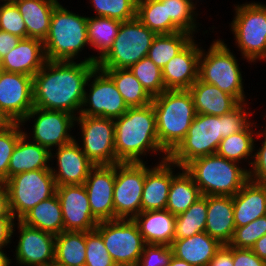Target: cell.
<instances>
[{
	"instance_id": "obj_1",
	"label": "cell",
	"mask_w": 266,
	"mask_h": 266,
	"mask_svg": "<svg viewBox=\"0 0 266 266\" xmlns=\"http://www.w3.org/2000/svg\"><path fill=\"white\" fill-rule=\"evenodd\" d=\"M97 67L94 56L80 63L75 61H46L33 76L34 107L64 111L76 116L80 113L85 87Z\"/></svg>"
},
{
	"instance_id": "obj_2",
	"label": "cell",
	"mask_w": 266,
	"mask_h": 266,
	"mask_svg": "<svg viewBox=\"0 0 266 266\" xmlns=\"http://www.w3.org/2000/svg\"><path fill=\"white\" fill-rule=\"evenodd\" d=\"M246 105L240 103L221 116L196 114L185 138L168 158L180 168L195 158L216 154L222 139L243 131L251 123L248 117L252 113L246 111Z\"/></svg>"
},
{
	"instance_id": "obj_3",
	"label": "cell",
	"mask_w": 266,
	"mask_h": 266,
	"mask_svg": "<svg viewBox=\"0 0 266 266\" xmlns=\"http://www.w3.org/2000/svg\"><path fill=\"white\" fill-rule=\"evenodd\" d=\"M116 163H140L146 152H161L163 160L168 153L160 146L156 115L152 103L144 107L128 108L117 119H114ZM165 155V156H164Z\"/></svg>"
},
{
	"instance_id": "obj_4",
	"label": "cell",
	"mask_w": 266,
	"mask_h": 266,
	"mask_svg": "<svg viewBox=\"0 0 266 266\" xmlns=\"http://www.w3.org/2000/svg\"><path fill=\"white\" fill-rule=\"evenodd\" d=\"M160 146L170 154L185 138L196 117L189 89L166 90L152 98Z\"/></svg>"
},
{
	"instance_id": "obj_5",
	"label": "cell",
	"mask_w": 266,
	"mask_h": 266,
	"mask_svg": "<svg viewBox=\"0 0 266 266\" xmlns=\"http://www.w3.org/2000/svg\"><path fill=\"white\" fill-rule=\"evenodd\" d=\"M217 154L193 159L184 166L203 196H234L249 181V170Z\"/></svg>"
},
{
	"instance_id": "obj_6",
	"label": "cell",
	"mask_w": 266,
	"mask_h": 266,
	"mask_svg": "<svg viewBox=\"0 0 266 266\" xmlns=\"http://www.w3.org/2000/svg\"><path fill=\"white\" fill-rule=\"evenodd\" d=\"M43 44L46 60L74 61L83 47L89 45L87 17L69 11L59 3L52 12Z\"/></svg>"
},
{
	"instance_id": "obj_7",
	"label": "cell",
	"mask_w": 266,
	"mask_h": 266,
	"mask_svg": "<svg viewBox=\"0 0 266 266\" xmlns=\"http://www.w3.org/2000/svg\"><path fill=\"white\" fill-rule=\"evenodd\" d=\"M204 51L201 49L198 79L215 85L221 91L232 95L239 103H244L246 96L243 78L234 54L219 39L213 41L208 52Z\"/></svg>"
},
{
	"instance_id": "obj_8",
	"label": "cell",
	"mask_w": 266,
	"mask_h": 266,
	"mask_svg": "<svg viewBox=\"0 0 266 266\" xmlns=\"http://www.w3.org/2000/svg\"><path fill=\"white\" fill-rule=\"evenodd\" d=\"M156 33L135 17L121 22L117 37L109 51L97 61L99 69L130 68L148 55Z\"/></svg>"
},
{
	"instance_id": "obj_9",
	"label": "cell",
	"mask_w": 266,
	"mask_h": 266,
	"mask_svg": "<svg viewBox=\"0 0 266 266\" xmlns=\"http://www.w3.org/2000/svg\"><path fill=\"white\" fill-rule=\"evenodd\" d=\"M241 55L248 62L266 58V5L245 3L235 6V17L231 23Z\"/></svg>"
},
{
	"instance_id": "obj_10",
	"label": "cell",
	"mask_w": 266,
	"mask_h": 266,
	"mask_svg": "<svg viewBox=\"0 0 266 266\" xmlns=\"http://www.w3.org/2000/svg\"><path fill=\"white\" fill-rule=\"evenodd\" d=\"M9 208L14 218L20 220L39 202L56 194V182L51 170L26 171L6 180Z\"/></svg>"
},
{
	"instance_id": "obj_11",
	"label": "cell",
	"mask_w": 266,
	"mask_h": 266,
	"mask_svg": "<svg viewBox=\"0 0 266 266\" xmlns=\"http://www.w3.org/2000/svg\"><path fill=\"white\" fill-rule=\"evenodd\" d=\"M95 230L117 266H136L146 242L133 219L99 222Z\"/></svg>"
},
{
	"instance_id": "obj_12",
	"label": "cell",
	"mask_w": 266,
	"mask_h": 266,
	"mask_svg": "<svg viewBox=\"0 0 266 266\" xmlns=\"http://www.w3.org/2000/svg\"><path fill=\"white\" fill-rule=\"evenodd\" d=\"M145 164V162H119L115 164L114 220L134 219L141 212V199L146 175Z\"/></svg>"
},
{
	"instance_id": "obj_13",
	"label": "cell",
	"mask_w": 266,
	"mask_h": 266,
	"mask_svg": "<svg viewBox=\"0 0 266 266\" xmlns=\"http://www.w3.org/2000/svg\"><path fill=\"white\" fill-rule=\"evenodd\" d=\"M75 121L81 127L80 147L94 166L116 164L114 120L79 115Z\"/></svg>"
},
{
	"instance_id": "obj_14",
	"label": "cell",
	"mask_w": 266,
	"mask_h": 266,
	"mask_svg": "<svg viewBox=\"0 0 266 266\" xmlns=\"http://www.w3.org/2000/svg\"><path fill=\"white\" fill-rule=\"evenodd\" d=\"M92 84L78 115L117 119L129 108L113 80L101 69L96 67L91 73ZM86 106V108H85Z\"/></svg>"
},
{
	"instance_id": "obj_15",
	"label": "cell",
	"mask_w": 266,
	"mask_h": 266,
	"mask_svg": "<svg viewBox=\"0 0 266 266\" xmlns=\"http://www.w3.org/2000/svg\"><path fill=\"white\" fill-rule=\"evenodd\" d=\"M33 107V77L1 69L0 116L5 122L21 123Z\"/></svg>"
},
{
	"instance_id": "obj_16",
	"label": "cell",
	"mask_w": 266,
	"mask_h": 266,
	"mask_svg": "<svg viewBox=\"0 0 266 266\" xmlns=\"http://www.w3.org/2000/svg\"><path fill=\"white\" fill-rule=\"evenodd\" d=\"M31 118H35L32 127L33 141L50 152L52 147H60L75 139L69 131L75 125L76 116L70 113L33 107L20 123L21 126Z\"/></svg>"
},
{
	"instance_id": "obj_17",
	"label": "cell",
	"mask_w": 266,
	"mask_h": 266,
	"mask_svg": "<svg viewBox=\"0 0 266 266\" xmlns=\"http://www.w3.org/2000/svg\"><path fill=\"white\" fill-rule=\"evenodd\" d=\"M56 195L61 205L64 231L95 230L99 221L92 214L84 184L57 186Z\"/></svg>"
},
{
	"instance_id": "obj_18",
	"label": "cell",
	"mask_w": 266,
	"mask_h": 266,
	"mask_svg": "<svg viewBox=\"0 0 266 266\" xmlns=\"http://www.w3.org/2000/svg\"><path fill=\"white\" fill-rule=\"evenodd\" d=\"M17 221L20 232L15 250L17 263L21 266H54L56 235Z\"/></svg>"
},
{
	"instance_id": "obj_19",
	"label": "cell",
	"mask_w": 266,
	"mask_h": 266,
	"mask_svg": "<svg viewBox=\"0 0 266 266\" xmlns=\"http://www.w3.org/2000/svg\"><path fill=\"white\" fill-rule=\"evenodd\" d=\"M115 164L94 166L84 182L90 209L99 221L114 220Z\"/></svg>"
},
{
	"instance_id": "obj_20",
	"label": "cell",
	"mask_w": 266,
	"mask_h": 266,
	"mask_svg": "<svg viewBox=\"0 0 266 266\" xmlns=\"http://www.w3.org/2000/svg\"><path fill=\"white\" fill-rule=\"evenodd\" d=\"M192 39L163 68L162 78L166 90L189 89L198 79L201 48Z\"/></svg>"
},
{
	"instance_id": "obj_21",
	"label": "cell",
	"mask_w": 266,
	"mask_h": 266,
	"mask_svg": "<svg viewBox=\"0 0 266 266\" xmlns=\"http://www.w3.org/2000/svg\"><path fill=\"white\" fill-rule=\"evenodd\" d=\"M56 150L53 154L57 158L58 172L51 167L56 185L84 184L94 164L83 153L76 139Z\"/></svg>"
},
{
	"instance_id": "obj_22",
	"label": "cell",
	"mask_w": 266,
	"mask_h": 266,
	"mask_svg": "<svg viewBox=\"0 0 266 266\" xmlns=\"http://www.w3.org/2000/svg\"><path fill=\"white\" fill-rule=\"evenodd\" d=\"M179 167L169 158L161 160L157 166H146L141 212L150 210H164L167 206L169 188L172 180V167Z\"/></svg>"
},
{
	"instance_id": "obj_23",
	"label": "cell",
	"mask_w": 266,
	"mask_h": 266,
	"mask_svg": "<svg viewBox=\"0 0 266 266\" xmlns=\"http://www.w3.org/2000/svg\"><path fill=\"white\" fill-rule=\"evenodd\" d=\"M46 61L43 41L25 38L0 60V68L5 72L33 77Z\"/></svg>"
},
{
	"instance_id": "obj_24",
	"label": "cell",
	"mask_w": 266,
	"mask_h": 266,
	"mask_svg": "<svg viewBox=\"0 0 266 266\" xmlns=\"http://www.w3.org/2000/svg\"><path fill=\"white\" fill-rule=\"evenodd\" d=\"M235 228L233 196H207L205 232L222 245H229Z\"/></svg>"
},
{
	"instance_id": "obj_25",
	"label": "cell",
	"mask_w": 266,
	"mask_h": 266,
	"mask_svg": "<svg viewBox=\"0 0 266 266\" xmlns=\"http://www.w3.org/2000/svg\"><path fill=\"white\" fill-rule=\"evenodd\" d=\"M266 215V185L249 180L233 196V217L236 227L249 224Z\"/></svg>"
},
{
	"instance_id": "obj_26",
	"label": "cell",
	"mask_w": 266,
	"mask_h": 266,
	"mask_svg": "<svg viewBox=\"0 0 266 266\" xmlns=\"http://www.w3.org/2000/svg\"><path fill=\"white\" fill-rule=\"evenodd\" d=\"M28 134L20 136L10 158L9 178L19 173L34 170H51L49 161L54 158L52 152L34 141H27Z\"/></svg>"
},
{
	"instance_id": "obj_27",
	"label": "cell",
	"mask_w": 266,
	"mask_h": 266,
	"mask_svg": "<svg viewBox=\"0 0 266 266\" xmlns=\"http://www.w3.org/2000/svg\"><path fill=\"white\" fill-rule=\"evenodd\" d=\"M170 246L176 258L192 266H207L222 244L204 231L184 239H174Z\"/></svg>"
},
{
	"instance_id": "obj_28",
	"label": "cell",
	"mask_w": 266,
	"mask_h": 266,
	"mask_svg": "<svg viewBox=\"0 0 266 266\" xmlns=\"http://www.w3.org/2000/svg\"><path fill=\"white\" fill-rule=\"evenodd\" d=\"M197 114L221 116L231 112L240 103L213 84L197 79L189 88Z\"/></svg>"
},
{
	"instance_id": "obj_29",
	"label": "cell",
	"mask_w": 266,
	"mask_h": 266,
	"mask_svg": "<svg viewBox=\"0 0 266 266\" xmlns=\"http://www.w3.org/2000/svg\"><path fill=\"white\" fill-rule=\"evenodd\" d=\"M175 218L176 216L164 209L140 212L133 220L146 244L170 246L174 240Z\"/></svg>"
},
{
	"instance_id": "obj_30",
	"label": "cell",
	"mask_w": 266,
	"mask_h": 266,
	"mask_svg": "<svg viewBox=\"0 0 266 266\" xmlns=\"http://www.w3.org/2000/svg\"><path fill=\"white\" fill-rule=\"evenodd\" d=\"M23 17L27 38L44 41L49 32L52 12L58 0H17L14 2Z\"/></svg>"
},
{
	"instance_id": "obj_31",
	"label": "cell",
	"mask_w": 266,
	"mask_h": 266,
	"mask_svg": "<svg viewBox=\"0 0 266 266\" xmlns=\"http://www.w3.org/2000/svg\"><path fill=\"white\" fill-rule=\"evenodd\" d=\"M25 225L58 235L64 231L63 214L60 201L55 194L39 202L21 219Z\"/></svg>"
},
{
	"instance_id": "obj_32",
	"label": "cell",
	"mask_w": 266,
	"mask_h": 266,
	"mask_svg": "<svg viewBox=\"0 0 266 266\" xmlns=\"http://www.w3.org/2000/svg\"><path fill=\"white\" fill-rule=\"evenodd\" d=\"M182 173H173L169 188L166 210L174 216L182 214L186 211L199 197L201 192L199 187L193 181L191 175L180 167ZM175 174V175H174Z\"/></svg>"
},
{
	"instance_id": "obj_33",
	"label": "cell",
	"mask_w": 266,
	"mask_h": 266,
	"mask_svg": "<svg viewBox=\"0 0 266 266\" xmlns=\"http://www.w3.org/2000/svg\"><path fill=\"white\" fill-rule=\"evenodd\" d=\"M86 232L63 231L55 237L54 266H85Z\"/></svg>"
},
{
	"instance_id": "obj_34",
	"label": "cell",
	"mask_w": 266,
	"mask_h": 266,
	"mask_svg": "<svg viewBox=\"0 0 266 266\" xmlns=\"http://www.w3.org/2000/svg\"><path fill=\"white\" fill-rule=\"evenodd\" d=\"M136 17L157 35L182 31L167 18L166 0H137Z\"/></svg>"
},
{
	"instance_id": "obj_35",
	"label": "cell",
	"mask_w": 266,
	"mask_h": 266,
	"mask_svg": "<svg viewBox=\"0 0 266 266\" xmlns=\"http://www.w3.org/2000/svg\"><path fill=\"white\" fill-rule=\"evenodd\" d=\"M101 70L113 80L129 108L144 107L152 103V97L129 68Z\"/></svg>"
},
{
	"instance_id": "obj_36",
	"label": "cell",
	"mask_w": 266,
	"mask_h": 266,
	"mask_svg": "<svg viewBox=\"0 0 266 266\" xmlns=\"http://www.w3.org/2000/svg\"><path fill=\"white\" fill-rule=\"evenodd\" d=\"M121 21L108 17H87V34L89 45L94 47L99 56H94V64L100 60L111 48L118 35Z\"/></svg>"
},
{
	"instance_id": "obj_37",
	"label": "cell",
	"mask_w": 266,
	"mask_h": 266,
	"mask_svg": "<svg viewBox=\"0 0 266 266\" xmlns=\"http://www.w3.org/2000/svg\"><path fill=\"white\" fill-rule=\"evenodd\" d=\"M192 39L193 35L185 31L156 35L147 56L162 69Z\"/></svg>"
},
{
	"instance_id": "obj_38",
	"label": "cell",
	"mask_w": 266,
	"mask_h": 266,
	"mask_svg": "<svg viewBox=\"0 0 266 266\" xmlns=\"http://www.w3.org/2000/svg\"><path fill=\"white\" fill-rule=\"evenodd\" d=\"M207 196L199 197L186 211L175 218L174 239H184L205 231Z\"/></svg>"
},
{
	"instance_id": "obj_39",
	"label": "cell",
	"mask_w": 266,
	"mask_h": 266,
	"mask_svg": "<svg viewBox=\"0 0 266 266\" xmlns=\"http://www.w3.org/2000/svg\"><path fill=\"white\" fill-rule=\"evenodd\" d=\"M254 124L251 122L243 131L222 139L216 154L238 163H241L239 162L241 160L253 158L255 131L252 125Z\"/></svg>"
},
{
	"instance_id": "obj_40",
	"label": "cell",
	"mask_w": 266,
	"mask_h": 266,
	"mask_svg": "<svg viewBox=\"0 0 266 266\" xmlns=\"http://www.w3.org/2000/svg\"><path fill=\"white\" fill-rule=\"evenodd\" d=\"M129 69L152 98L166 91L162 78V69L148 56L139 60Z\"/></svg>"
},
{
	"instance_id": "obj_41",
	"label": "cell",
	"mask_w": 266,
	"mask_h": 266,
	"mask_svg": "<svg viewBox=\"0 0 266 266\" xmlns=\"http://www.w3.org/2000/svg\"><path fill=\"white\" fill-rule=\"evenodd\" d=\"M20 123H5L0 128V182L9 179L10 158L20 136L24 133Z\"/></svg>"
},
{
	"instance_id": "obj_42",
	"label": "cell",
	"mask_w": 266,
	"mask_h": 266,
	"mask_svg": "<svg viewBox=\"0 0 266 266\" xmlns=\"http://www.w3.org/2000/svg\"><path fill=\"white\" fill-rule=\"evenodd\" d=\"M96 16L127 21L136 17L137 0H90Z\"/></svg>"
},
{
	"instance_id": "obj_43",
	"label": "cell",
	"mask_w": 266,
	"mask_h": 266,
	"mask_svg": "<svg viewBox=\"0 0 266 266\" xmlns=\"http://www.w3.org/2000/svg\"><path fill=\"white\" fill-rule=\"evenodd\" d=\"M196 5L191 0H166L167 18L171 20L182 30L194 34L197 29Z\"/></svg>"
},
{
	"instance_id": "obj_44",
	"label": "cell",
	"mask_w": 266,
	"mask_h": 266,
	"mask_svg": "<svg viewBox=\"0 0 266 266\" xmlns=\"http://www.w3.org/2000/svg\"><path fill=\"white\" fill-rule=\"evenodd\" d=\"M85 266H117L107 251L102 236L96 231L86 232Z\"/></svg>"
},
{
	"instance_id": "obj_45",
	"label": "cell",
	"mask_w": 266,
	"mask_h": 266,
	"mask_svg": "<svg viewBox=\"0 0 266 266\" xmlns=\"http://www.w3.org/2000/svg\"><path fill=\"white\" fill-rule=\"evenodd\" d=\"M265 234L266 215L255 219L245 226L236 227L229 246L251 249L254 243Z\"/></svg>"
},
{
	"instance_id": "obj_46",
	"label": "cell",
	"mask_w": 266,
	"mask_h": 266,
	"mask_svg": "<svg viewBox=\"0 0 266 266\" xmlns=\"http://www.w3.org/2000/svg\"><path fill=\"white\" fill-rule=\"evenodd\" d=\"M0 30L22 39L27 38L25 22L15 3L3 2L2 5L0 4Z\"/></svg>"
},
{
	"instance_id": "obj_47",
	"label": "cell",
	"mask_w": 266,
	"mask_h": 266,
	"mask_svg": "<svg viewBox=\"0 0 266 266\" xmlns=\"http://www.w3.org/2000/svg\"><path fill=\"white\" fill-rule=\"evenodd\" d=\"M172 256L169 245L146 244L136 266H168Z\"/></svg>"
},
{
	"instance_id": "obj_48",
	"label": "cell",
	"mask_w": 266,
	"mask_h": 266,
	"mask_svg": "<svg viewBox=\"0 0 266 266\" xmlns=\"http://www.w3.org/2000/svg\"><path fill=\"white\" fill-rule=\"evenodd\" d=\"M256 137H264L262 146L255 152L253 161H250L249 165L252 169H249V180L254 183L266 185V128L262 132H256Z\"/></svg>"
},
{
	"instance_id": "obj_49",
	"label": "cell",
	"mask_w": 266,
	"mask_h": 266,
	"mask_svg": "<svg viewBox=\"0 0 266 266\" xmlns=\"http://www.w3.org/2000/svg\"><path fill=\"white\" fill-rule=\"evenodd\" d=\"M233 266H266L251 249L232 247Z\"/></svg>"
},
{
	"instance_id": "obj_50",
	"label": "cell",
	"mask_w": 266,
	"mask_h": 266,
	"mask_svg": "<svg viewBox=\"0 0 266 266\" xmlns=\"http://www.w3.org/2000/svg\"><path fill=\"white\" fill-rule=\"evenodd\" d=\"M14 217H0V251L11 243V237L15 228Z\"/></svg>"
},
{
	"instance_id": "obj_51",
	"label": "cell",
	"mask_w": 266,
	"mask_h": 266,
	"mask_svg": "<svg viewBox=\"0 0 266 266\" xmlns=\"http://www.w3.org/2000/svg\"><path fill=\"white\" fill-rule=\"evenodd\" d=\"M207 266H233L232 246L222 245Z\"/></svg>"
},
{
	"instance_id": "obj_52",
	"label": "cell",
	"mask_w": 266,
	"mask_h": 266,
	"mask_svg": "<svg viewBox=\"0 0 266 266\" xmlns=\"http://www.w3.org/2000/svg\"><path fill=\"white\" fill-rule=\"evenodd\" d=\"M22 38L0 30V60L7 55Z\"/></svg>"
},
{
	"instance_id": "obj_53",
	"label": "cell",
	"mask_w": 266,
	"mask_h": 266,
	"mask_svg": "<svg viewBox=\"0 0 266 266\" xmlns=\"http://www.w3.org/2000/svg\"><path fill=\"white\" fill-rule=\"evenodd\" d=\"M0 217H14L10 212L8 190L4 182H0Z\"/></svg>"
},
{
	"instance_id": "obj_54",
	"label": "cell",
	"mask_w": 266,
	"mask_h": 266,
	"mask_svg": "<svg viewBox=\"0 0 266 266\" xmlns=\"http://www.w3.org/2000/svg\"><path fill=\"white\" fill-rule=\"evenodd\" d=\"M251 250L262 260L266 262V234L260 237L254 245L251 247Z\"/></svg>"
},
{
	"instance_id": "obj_55",
	"label": "cell",
	"mask_w": 266,
	"mask_h": 266,
	"mask_svg": "<svg viewBox=\"0 0 266 266\" xmlns=\"http://www.w3.org/2000/svg\"><path fill=\"white\" fill-rule=\"evenodd\" d=\"M168 266H192L184 260L178 259L175 256H172L170 264Z\"/></svg>"
},
{
	"instance_id": "obj_56",
	"label": "cell",
	"mask_w": 266,
	"mask_h": 266,
	"mask_svg": "<svg viewBox=\"0 0 266 266\" xmlns=\"http://www.w3.org/2000/svg\"><path fill=\"white\" fill-rule=\"evenodd\" d=\"M11 259L7 257L6 253L0 251V266H10Z\"/></svg>"
},
{
	"instance_id": "obj_57",
	"label": "cell",
	"mask_w": 266,
	"mask_h": 266,
	"mask_svg": "<svg viewBox=\"0 0 266 266\" xmlns=\"http://www.w3.org/2000/svg\"><path fill=\"white\" fill-rule=\"evenodd\" d=\"M5 120L0 116V128L5 124Z\"/></svg>"
},
{
	"instance_id": "obj_58",
	"label": "cell",
	"mask_w": 266,
	"mask_h": 266,
	"mask_svg": "<svg viewBox=\"0 0 266 266\" xmlns=\"http://www.w3.org/2000/svg\"><path fill=\"white\" fill-rule=\"evenodd\" d=\"M1 2H15V1H17V0H0Z\"/></svg>"
}]
</instances>
